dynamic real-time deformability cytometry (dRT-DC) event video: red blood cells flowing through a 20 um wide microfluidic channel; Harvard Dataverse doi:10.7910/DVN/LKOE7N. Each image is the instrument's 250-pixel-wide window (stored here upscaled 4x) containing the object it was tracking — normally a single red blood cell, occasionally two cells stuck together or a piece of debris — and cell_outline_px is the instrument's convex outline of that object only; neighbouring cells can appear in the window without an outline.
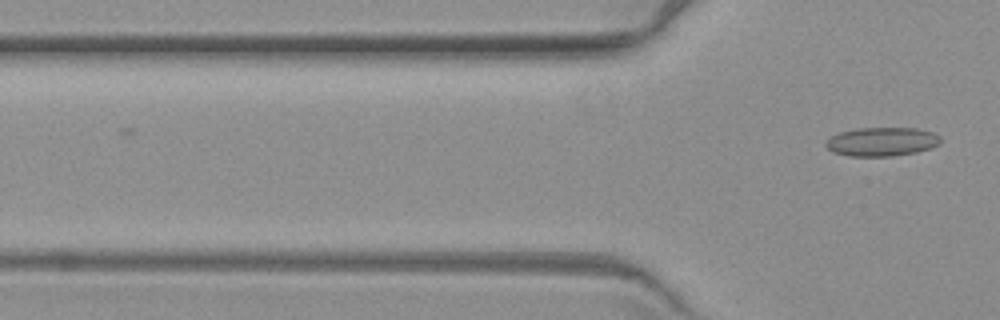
{"species": "common noctule bat (a hibernating species)", "species_latin": "Nyctalus noctula", "temperature_condition": "warm", "stored_images_in_passage": 4, "camera_frame_rate_fps": 3000, "um_per_image_px": 0.085, "animal": {"sex": "female", "body_mass_g": 19.3, "forearm_length_mm": 54.1}, "frame": {"image": 1, "passage_image": 4, "time_ms": 3.667, "image_size_px": [1000, 320], "cell_outline_px": [[940, 144], [932, 148], [916, 152], [892, 156], [848, 156], [832, 152], [824, 144], [832, 136], [840, 132], [856, 128], [916, 128], [932, 132], [940, 136]], "centroid_in_image_um": [74.96, 12.04], "position_along_channel_um": 50.8, "area_um2": 19.31}}